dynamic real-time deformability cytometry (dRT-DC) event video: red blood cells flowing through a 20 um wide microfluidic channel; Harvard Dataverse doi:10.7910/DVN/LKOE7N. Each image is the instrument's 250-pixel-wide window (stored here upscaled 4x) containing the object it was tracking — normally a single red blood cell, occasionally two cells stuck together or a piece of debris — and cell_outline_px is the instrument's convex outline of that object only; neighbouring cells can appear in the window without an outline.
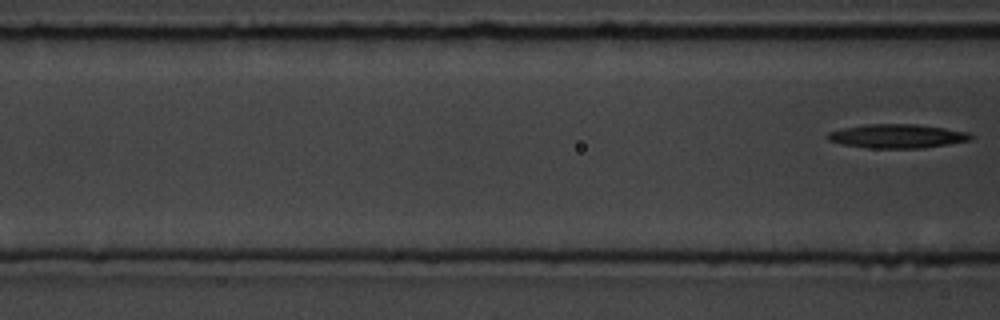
{"species": "common noctule bat (a hibernating species)", "species_latin": "Nyctalus noctula", "temperature_condition": "room temperature", "stored_images_in_passage": 4, "camera_frame_rate_fps": 3000, "um_per_image_px": 0.085, "animal": {"sex": "male", "body_mass_g": 19.5, "forearm_length_mm": 54.6}, "frame": {"image": 1, "passage_image": 4, "time_ms": 1.0, "image_size_px": [1000, 320], "cell_outline_px": [[972, 140], [948, 144], [920, 148], [868, 148], [840, 144], [828, 140], [824, 136], [828, 132], [844, 128], [864, 124], [916, 124], [944, 128], [968, 132], [972, 136]], "centroid_in_image_um": [76.21, 11.57], "position_along_channel_um": 90.4, "area_um2": 20.0}}